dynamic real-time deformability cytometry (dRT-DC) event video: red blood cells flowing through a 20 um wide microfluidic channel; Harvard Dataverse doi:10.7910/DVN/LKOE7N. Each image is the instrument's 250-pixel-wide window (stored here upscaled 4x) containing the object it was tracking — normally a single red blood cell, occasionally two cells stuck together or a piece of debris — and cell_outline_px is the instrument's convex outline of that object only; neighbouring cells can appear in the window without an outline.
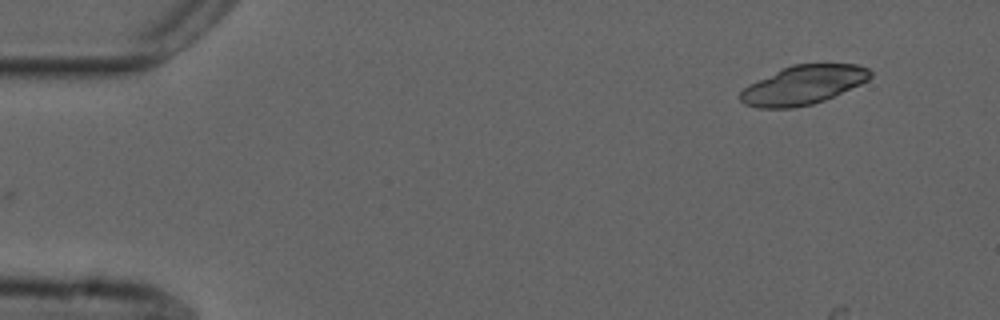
{"species": "common noctule bat (a hibernating species)", "species_latin": "Nyctalus noctula", "temperature_condition": "cold", "stored_images_in_passage": 10, "camera_frame_rate_fps": 3000, "um_per_image_px": 0.085, "animal": {"sex": "male", "forearm_length_mm": 52.5}, "frame": {"image": 1, "passage_image": 1, "time_ms": 0.0, "image_size_px": [1000, 320], "cell_outline_px": [[872, 76], [868, 80], [860, 84], [824, 100], [812, 104], [792, 108], [756, 108], [744, 104], [740, 100], [740, 92], [748, 84], [792, 64], [856, 64], [868, 68], [872, 72]], "centroid_in_image_um": [68.26, 7.23], "position_along_channel_um": 16.7, "area_um2": 29.36}}